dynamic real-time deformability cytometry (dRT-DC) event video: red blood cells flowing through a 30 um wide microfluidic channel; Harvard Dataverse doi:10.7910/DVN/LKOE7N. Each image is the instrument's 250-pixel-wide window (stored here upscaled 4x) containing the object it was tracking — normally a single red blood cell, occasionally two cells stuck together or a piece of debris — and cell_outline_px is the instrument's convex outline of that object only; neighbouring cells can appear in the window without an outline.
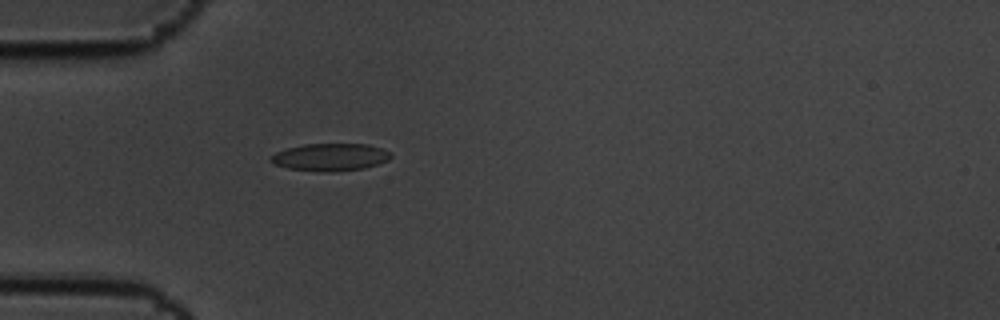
{"species": "common noctule bat (a hibernating species)", "species_latin": "Nyctalus noctula", "temperature_condition": "cold", "stored_images_in_passage": 5, "camera_frame_rate_fps": 3000, "um_per_image_px": 0.085, "animal": {"sex": "male", "body_mass_g": 19.5, "forearm_length_mm": 54.6}, "frame": {"image": 1, "passage_image": 5, "time_ms": 1.333, "image_size_px": [1000, 320], "cell_outline_px": [[392, 156], [388, 160], [364, 168], [332, 172], [316, 172], [288, 168], [272, 164], [268, 160], [276, 152], [288, 148], [304, 144], [368, 144], [384, 148]], "centroid_in_image_um": [28.05, 13.36], "position_along_channel_um": 56.9, "area_um2": 19.31}}